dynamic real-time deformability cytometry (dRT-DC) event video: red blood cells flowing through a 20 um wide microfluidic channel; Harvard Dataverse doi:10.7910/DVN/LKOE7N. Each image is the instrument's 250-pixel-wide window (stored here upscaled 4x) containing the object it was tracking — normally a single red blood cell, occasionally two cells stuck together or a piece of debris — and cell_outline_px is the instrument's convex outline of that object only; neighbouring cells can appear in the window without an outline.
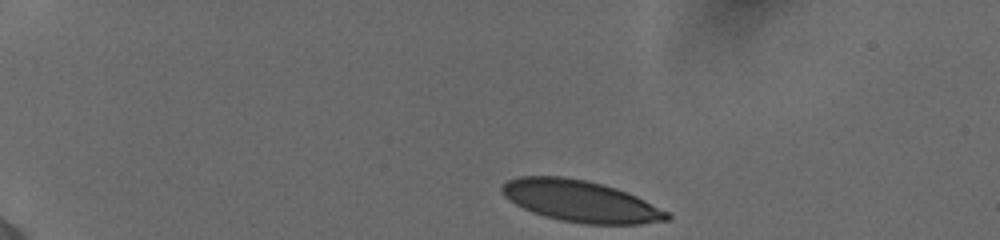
{"species": "human", "species_latin": "Homo sapiens", "temperature_condition": "cold", "stored_images_in_passage": 8, "camera_frame_rate_fps": 3000, "um_per_image_px": 0.085, "donor": {"sex": "female"}, "frame": {"image": 1, "passage_image": 1, "time_ms": 0.0, "image_size_px": [1000, 240], "cell_outline_px": [[672, 216], [668, 220], [640, 224], [584, 224], [560, 220], [544, 216], [532, 212], [508, 200], [500, 192], [500, 188], [508, 180], [520, 176], [560, 176], [588, 180], [616, 188], [628, 192], [668, 212]], "centroid_in_image_um": [49.33, 17.09], "position_along_channel_um": 35.7, "area_um2": 39.94}}
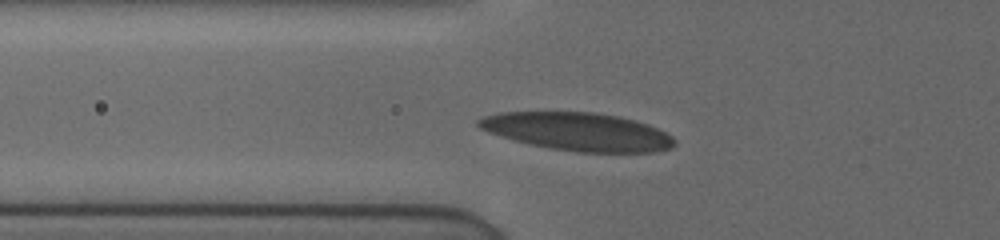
{"frame": {"image": 2, "passage_image": 6, "time_ms": 3.333, "image_size_px": [1000, 240], "cell_outline_px": [[676, 144], [672, 148], [656, 152], [576, 152], [528, 144], [500, 136], [488, 132], [480, 128], [476, 124], [476, 120], [484, 116], [496, 112], [596, 112], [620, 116], [648, 124], [672, 136], [676, 140]], "centroid_in_image_um": [49.11, 11.18], "position_along_channel_um": 76.7, "area_um2": 43.64}}
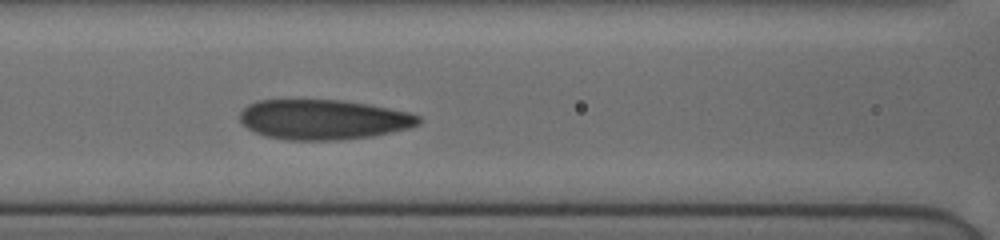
{"frame": {"image": 3, "passage_image": 8, "time_ms": 5.0, "image_size_px": [1000, 240], "cell_outline_px": [[424, 120], [420, 124], [408, 128], [372, 136], [340, 140], [284, 140], [264, 136], [240, 124], [240, 112], [248, 104], [260, 100], [340, 100], [368, 104], [408, 112], [420, 116]], "centroid_in_image_um": [27.47, 10.16], "position_along_channel_um": 139.1, "area_um2": 41.79}}